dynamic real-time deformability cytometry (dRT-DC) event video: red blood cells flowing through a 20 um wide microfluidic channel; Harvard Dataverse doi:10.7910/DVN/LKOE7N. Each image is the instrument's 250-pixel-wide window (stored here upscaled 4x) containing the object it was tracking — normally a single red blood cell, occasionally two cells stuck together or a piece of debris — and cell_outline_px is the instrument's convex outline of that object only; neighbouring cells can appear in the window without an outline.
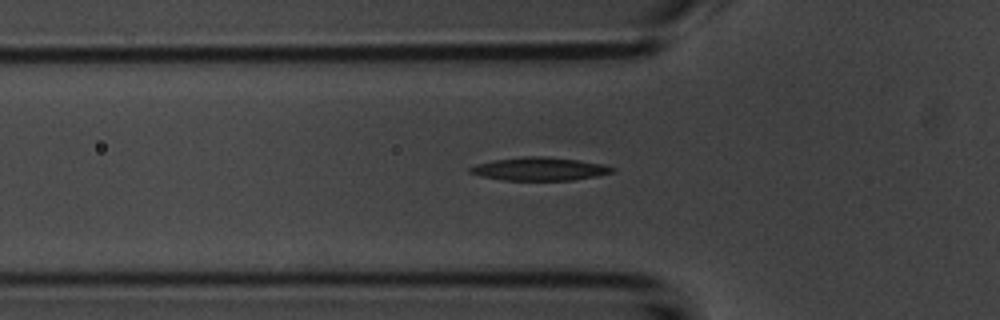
{"species": "common noctule bat (a hibernating species)", "species_latin": "Nyctalus noctula", "temperature_condition": "room temperature", "stored_images_in_passage": 34, "camera_frame_rate_fps": 3000, "um_per_image_px": 0.085, "animal": {"sex": "male", "body_mass_g": 20.1, "forearm_length_mm": 53.5}, "frame": {"image": 1, "passage_image": 4, "time_ms": 1.0, "image_size_px": [1000, 320], "cell_outline_px": [[616, 168], [612, 172], [596, 176], [572, 180], [504, 180], [480, 176], [468, 172], [468, 168], [476, 164], [496, 160], [524, 156], [548, 156], [580, 160], [604, 164]], "centroid_in_image_um": [45.87, 14.35], "position_along_channel_um": 79.9, "area_um2": 19.25}}
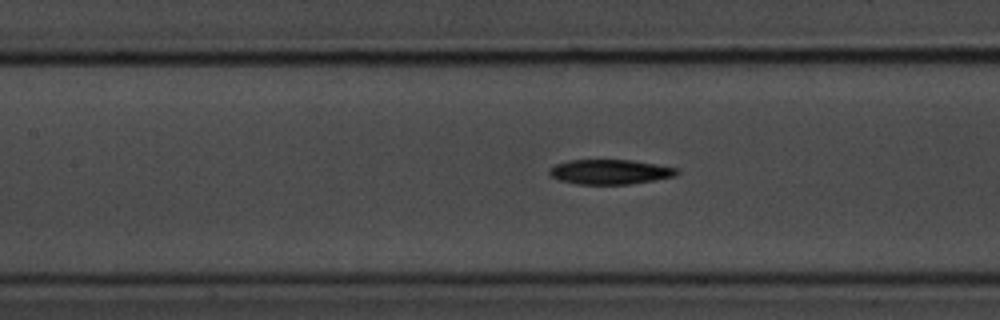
{"frame": {"image": 2, "passage_image": 10, "time_ms": 3.0, "image_size_px": [1000, 320], "cell_outline_px": [[680, 172], [676, 176], [628, 184], [580, 184], [560, 180], [552, 176], [548, 172], [556, 164], [568, 160], [632, 160], [656, 164], [676, 168]], "centroid_in_image_um": [51.87, 14.6], "position_along_channel_um": 155.5, "area_um2": 18.15}}
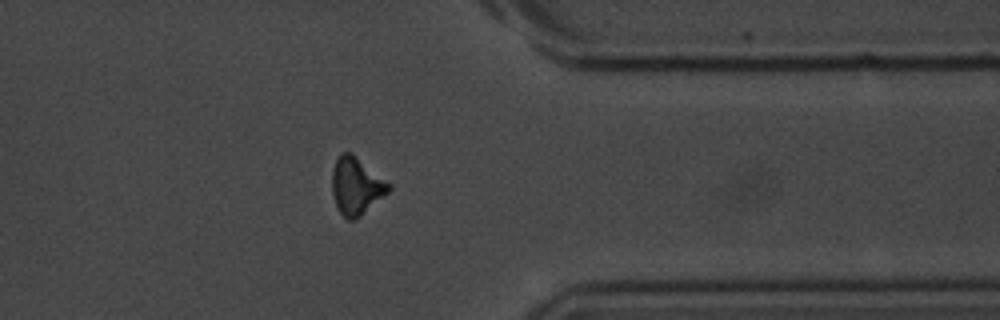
{"frame": {"image": 3, "passage_image": 29, "time_ms": 9.333, "image_size_px": [1000, 320], "cell_outline_px": [[392, 188], [388, 192], [356, 220], [348, 220], [340, 212], [336, 204], [332, 192], [332, 168], [340, 152], [352, 152], [392, 184]], "centroid_in_image_um": [30.29, 15.78], "position_along_channel_um": 381.1, "area_um2": 19.07}, "authors_computed_cell_mechanics": {"area_um2": 18.5827, "velocity_mm_per_s": 3.7302, "shape_relaxation_time_tau1_ms": 3.932, "shape_relaxation_time_tau2_ms": 7.4787, "deformation_change_tau1": 0.1387, "deformation_change_tau2": 0.1846}}